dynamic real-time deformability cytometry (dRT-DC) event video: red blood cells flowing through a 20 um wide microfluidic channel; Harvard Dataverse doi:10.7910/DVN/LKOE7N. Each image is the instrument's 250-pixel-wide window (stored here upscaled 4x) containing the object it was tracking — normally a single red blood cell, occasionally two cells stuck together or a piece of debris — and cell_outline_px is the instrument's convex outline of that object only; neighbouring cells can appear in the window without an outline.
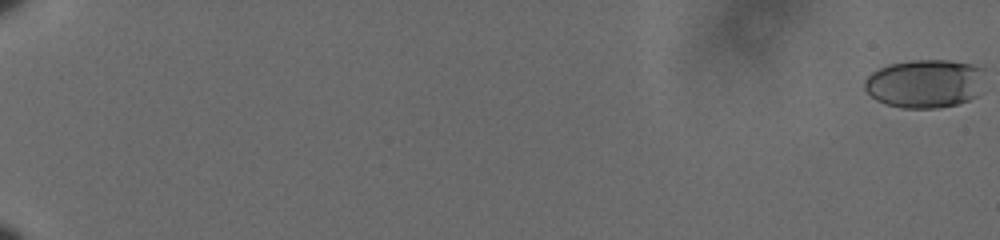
{"species": "human", "species_latin": "Homo sapiens", "temperature_condition": "cold", "stored_images_in_passage": 10, "camera_frame_rate_fps": 3000, "um_per_image_px": 0.085, "donor": {"sex": "male"}, "frame": {"image": 1, "passage_image": 1, "time_ms": 0.0, "image_size_px": [1000, 240], "cell_outline_px": [[984, 68], [980, 96], [956, 104], [936, 108], [900, 108], [884, 104], [876, 100], [864, 88], [864, 80], [872, 72], [888, 64], [912, 60], [948, 60], [972, 64]], "centroid_in_image_um": [78.63, 7.1], "position_along_channel_um": 6.4, "area_um2": 34.33}}
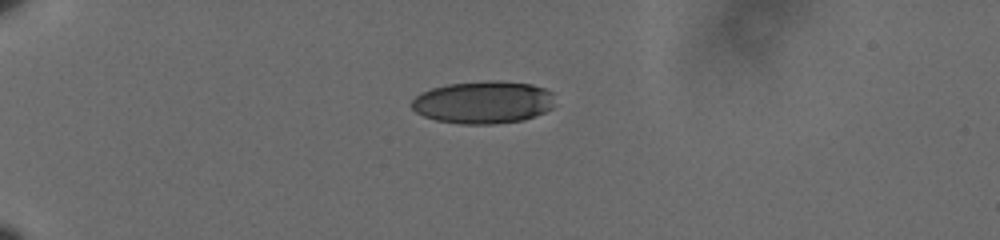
{"frame": {"image": 2, "passage_image": 7, "time_ms": 2.0, "image_size_px": [1000, 240], "cell_outline_px": [[556, 104], [552, 108], [544, 112], [524, 120], [492, 124], [460, 124], [436, 120], [424, 116], [416, 112], [408, 104], [416, 96], [432, 88], [448, 84], [488, 80], [500, 80], [532, 84], [544, 88], [552, 92]], "centroid_in_image_um": [41.1, 8.69], "position_along_channel_um": 43.9, "area_um2": 35.84}}
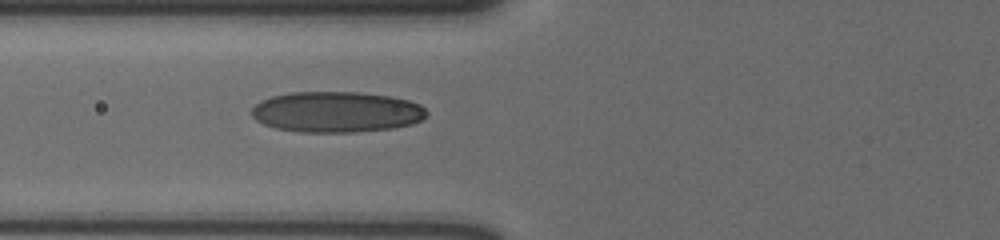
{"frame": {"image": 3, "passage_image": 10, "time_ms": 3.0, "image_size_px": [1000, 240], "cell_outline_px": [[428, 112], [420, 120], [412, 124], [392, 128], [356, 132], [300, 132], [276, 128], [264, 124], [256, 120], [252, 116], [252, 108], [260, 100], [272, 96], [292, 92], [360, 92], [388, 96], [408, 100], [420, 104]], "centroid_in_image_um": [28.58, 9.51], "position_along_channel_um": 97.2, "area_um2": 41.56}}